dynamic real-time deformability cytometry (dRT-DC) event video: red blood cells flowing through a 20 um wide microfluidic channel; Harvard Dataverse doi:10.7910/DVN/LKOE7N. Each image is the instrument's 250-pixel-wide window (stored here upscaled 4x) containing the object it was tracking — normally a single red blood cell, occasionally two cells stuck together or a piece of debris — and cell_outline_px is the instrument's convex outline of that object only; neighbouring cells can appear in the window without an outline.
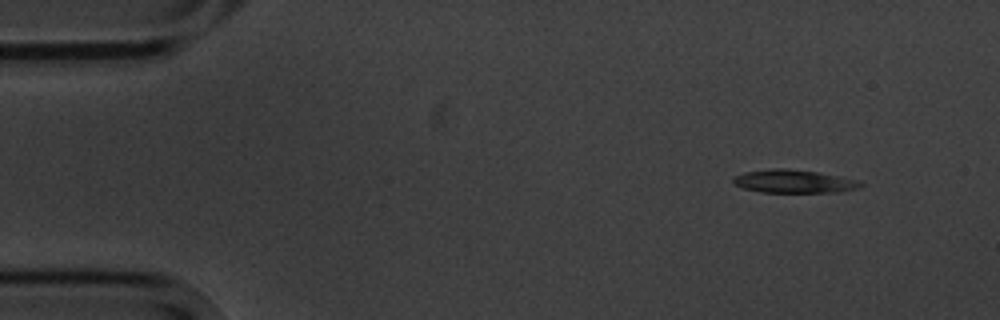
{"species": "common noctule bat (a hibernating species)", "species_latin": "Nyctalus noctula", "temperature_condition": "cold", "stored_images_in_passage": 7, "camera_frame_rate_fps": 3000, "um_per_image_px": 0.085, "animal": {"sex": "male", "body_mass_g": 20.1, "forearm_length_mm": 53.5}, "frame": {"image": 1, "passage_image": 1, "time_ms": 0.0, "image_size_px": [1000, 320], "cell_outline_px": [[864, 184], [860, 188], [840, 192], [760, 192], [744, 188], [732, 184], [732, 176], [744, 172], [768, 168], [788, 168], [816, 172], [840, 176], [860, 180]], "centroid_in_image_um": [67.47, 15.41], "position_along_channel_um": 17.5, "area_um2": 17.51}}
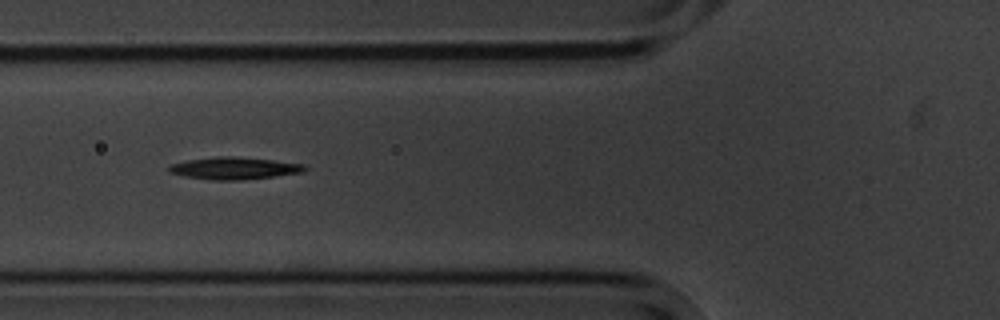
{"frame": {"image": 2, "passage_image": 5, "time_ms": 5.0, "image_size_px": [1000, 320], "cell_outline_px": [[308, 168], [304, 172], [240, 180], [212, 180], [184, 176], [168, 172], [168, 168], [172, 164], [188, 160], [216, 156], [236, 156], [272, 160], [304, 164]], "centroid_in_image_um": [19.91, 14.29], "position_along_channel_um": 105.9, "area_um2": 17.46}}
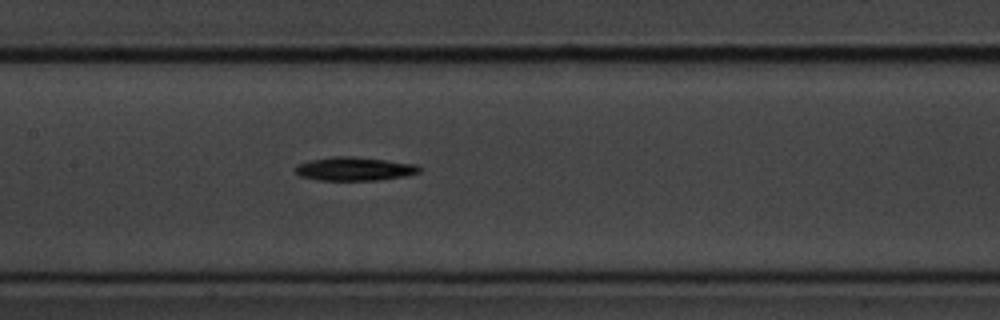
{"frame": {"image": 3, "passage_image": 7, "time_ms": 7.0, "image_size_px": [1000, 320], "cell_outline_px": [[424, 168], [420, 172], [404, 176], [380, 180], [320, 180], [300, 176], [292, 168], [300, 164], [312, 160], [332, 156], [352, 156], [388, 160], [420, 164]], "centroid_in_image_um": [30.21, 14.34], "position_along_channel_um": 177.2, "area_um2": 17.22}}